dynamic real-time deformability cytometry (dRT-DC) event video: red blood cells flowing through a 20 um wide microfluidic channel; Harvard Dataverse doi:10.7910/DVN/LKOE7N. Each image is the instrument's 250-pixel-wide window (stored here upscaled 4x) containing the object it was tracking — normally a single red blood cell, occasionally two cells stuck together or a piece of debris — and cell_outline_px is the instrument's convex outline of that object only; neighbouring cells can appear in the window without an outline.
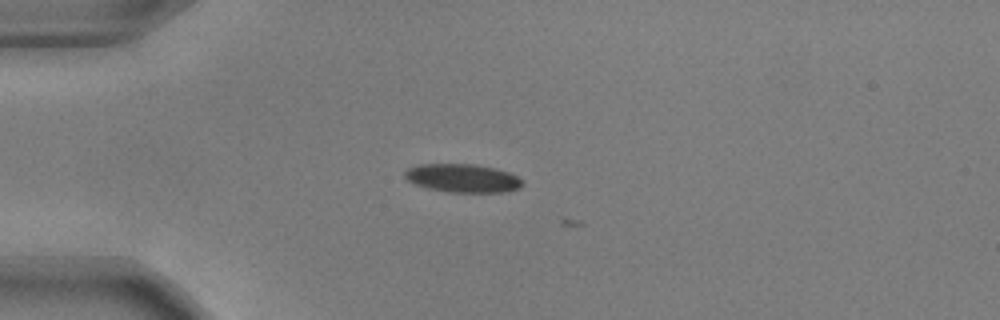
{"species": "common noctule bat (a hibernating species)", "species_latin": "Nyctalus noctula", "temperature_condition": "warm", "stored_images_in_passage": 2, "camera_frame_rate_fps": 3000, "um_per_image_px": 0.085, "animal": {"sex": "male", "body_mass_g": 17.9, "forearm_length_mm": 54.2}, "frame": {"image": 1, "passage_image": 1, "time_ms": 0.0, "image_size_px": [1000, 320], "cell_outline_px": [[524, 184], [520, 188], [508, 192], [448, 192], [428, 188], [416, 184], [408, 180], [404, 176], [404, 172], [408, 168], [416, 164], [476, 164], [496, 168], [508, 172], [524, 180]], "centroid_in_image_um": [39.36, 15.14], "position_along_channel_um": 45.6, "area_um2": 19.65}}